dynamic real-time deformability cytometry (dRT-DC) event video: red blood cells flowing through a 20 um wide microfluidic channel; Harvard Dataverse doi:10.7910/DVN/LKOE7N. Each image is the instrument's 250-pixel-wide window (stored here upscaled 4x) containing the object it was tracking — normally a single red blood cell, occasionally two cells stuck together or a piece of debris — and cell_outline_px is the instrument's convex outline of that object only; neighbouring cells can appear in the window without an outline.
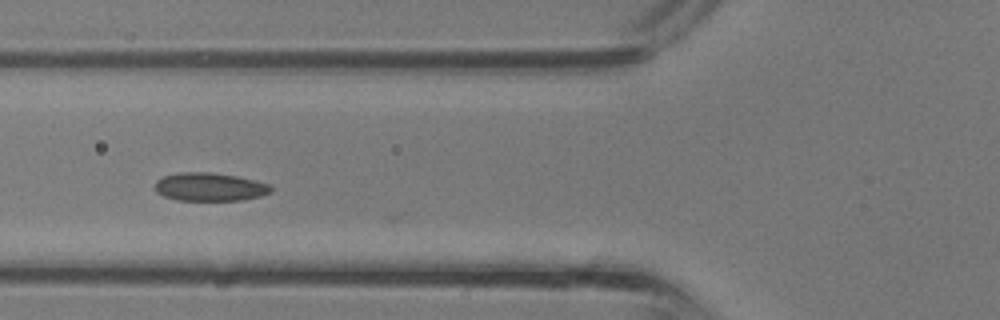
{"species": "common noctule bat (a hibernating species)", "species_latin": "Nyctalus noctula", "temperature_condition": "room temperature", "stored_images_in_passage": 23, "camera_frame_rate_fps": 3000, "um_per_image_px": 0.085, "animal": {"sex": "male", "body_mass_g": 13.3}, "frame": {"image": 1, "passage_image": 7, "time_ms": 2.0, "image_size_px": [1000, 320], "cell_outline_px": [[272, 192], [260, 196], [244, 200], [176, 200], [164, 196], [156, 192], [156, 180], [164, 176], [180, 172], [212, 172], [236, 176], [272, 184]], "centroid_in_image_um": [17.86, 15.88], "position_along_channel_um": 107.9, "area_um2": 19.19}}
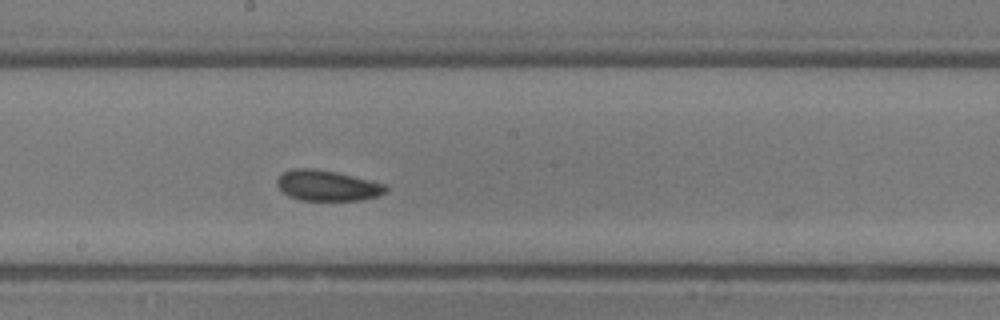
{"frame": {"image": 2, "passage_image": 13, "time_ms": 4.0, "image_size_px": [1000, 320], "cell_outline_px": [[388, 192], [376, 196], [360, 200], [300, 200], [284, 192], [276, 184], [276, 180], [280, 172], [292, 168], [316, 168], [336, 172], [384, 184], [388, 188]], "centroid_in_image_um": [27.78, 15.76], "position_along_channel_um": 220.4, "area_um2": 19.31}}
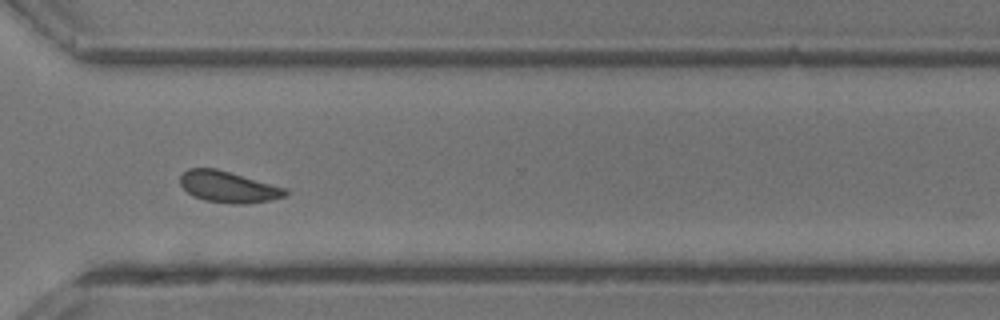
{"frame": {"image": 3, "passage_image": 20, "time_ms": 6.333, "image_size_px": [1000, 320], "cell_outline_px": [[288, 192], [284, 196], [272, 200], [244, 204], [232, 204], [204, 200], [192, 196], [180, 184], [180, 176], [188, 168], [216, 168], [288, 188]], "centroid_in_image_um": [19.42, 15.88], "position_along_channel_um": 351.2, "area_um2": 19.31}}